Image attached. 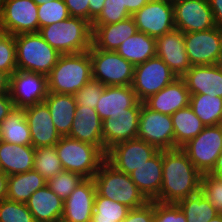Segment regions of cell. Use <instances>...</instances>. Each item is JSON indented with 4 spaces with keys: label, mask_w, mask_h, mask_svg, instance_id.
Returning <instances> with one entry per match:
<instances>
[{
    "label": "cell",
    "mask_w": 222,
    "mask_h": 222,
    "mask_svg": "<svg viewBox=\"0 0 222 222\" xmlns=\"http://www.w3.org/2000/svg\"><path fill=\"white\" fill-rule=\"evenodd\" d=\"M69 17L70 14L64 0H54L38 5L39 30L42 27L60 23Z\"/></svg>",
    "instance_id": "cell-38"
},
{
    "label": "cell",
    "mask_w": 222,
    "mask_h": 222,
    "mask_svg": "<svg viewBox=\"0 0 222 222\" xmlns=\"http://www.w3.org/2000/svg\"><path fill=\"white\" fill-rule=\"evenodd\" d=\"M136 138L146 141L159 150L175 149L171 115L152 111L142 102Z\"/></svg>",
    "instance_id": "cell-10"
},
{
    "label": "cell",
    "mask_w": 222,
    "mask_h": 222,
    "mask_svg": "<svg viewBox=\"0 0 222 222\" xmlns=\"http://www.w3.org/2000/svg\"><path fill=\"white\" fill-rule=\"evenodd\" d=\"M33 170L37 171L47 182L64 170L55 146L35 149Z\"/></svg>",
    "instance_id": "cell-37"
},
{
    "label": "cell",
    "mask_w": 222,
    "mask_h": 222,
    "mask_svg": "<svg viewBox=\"0 0 222 222\" xmlns=\"http://www.w3.org/2000/svg\"><path fill=\"white\" fill-rule=\"evenodd\" d=\"M218 66H219V68H220L221 71H222V60L219 61Z\"/></svg>",
    "instance_id": "cell-59"
},
{
    "label": "cell",
    "mask_w": 222,
    "mask_h": 222,
    "mask_svg": "<svg viewBox=\"0 0 222 222\" xmlns=\"http://www.w3.org/2000/svg\"><path fill=\"white\" fill-rule=\"evenodd\" d=\"M17 70L40 73L48 76L61 54L37 33L14 36Z\"/></svg>",
    "instance_id": "cell-5"
},
{
    "label": "cell",
    "mask_w": 222,
    "mask_h": 222,
    "mask_svg": "<svg viewBox=\"0 0 222 222\" xmlns=\"http://www.w3.org/2000/svg\"><path fill=\"white\" fill-rule=\"evenodd\" d=\"M102 125L95 109L77 106L68 137L97 146L103 152Z\"/></svg>",
    "instance_id": "cell-25"
},
{
    "label": "cell",
    "mask_w": 222,
    "mask_h": 222,
    "mask_svg": "<svg viewBox=\"0 0 222 222\" xmlns=\"http://www.w3.org/2000/svg\"><path fill=\"white\" fill-rule=\"evenodd\" d=\"M35 222H60L64 201L48 185L34 192L26 202Z\"/></svg>",
    "instance_id": "cell-27"
},
{
    "label": "cell",
    "mask_w": 222,
    "mask_h": 222,
    "mask_svg": "<svg viewBox=\"0 0 222 222\" xmlns=\"http://www.w3.org/2000/svg\"><path fill=\"white\" fill-rule=\"evenodd\" d=\"M17 70L14 35L0 31V71L11 76Z\"/></svg>",
    "instance_id": "cell-41"
},
{
    "label": "cell",
    "mask_w": 222,
    "mask_h": 222,
    "mask_svg": "<svg viewBox=\"0 0 222 222\" xmlns=\"http://www.w3.org/2000/svg\"><path fill=\"white\" fill-rule=\"evenodd\" d=\"M35 148L0 141V167L7 176L33 170Z\"/></svg>",
    "instance_id": "cell-28"
},
{
    "label": "cell",
    "mask_w": 222,
    "mask_h": 222,
    "mask_svg": "<svg viewBox=\"0 0 222 222\" xmlns=\"http://www.w3.org/2000/svg\"><path fill=\"white\" fill-rule=\"evenodd\" d=\"M92 45L96 49L116 51L129 37L138 32L132 16L108 25H91Z\"/></svg>",
    "instance_id": "cell-26"
},
{
    "label": "cell",
    "mask_w": 222,
    "mask_h": 222,
    "mask_svg": "<svg viewBox=\"0 0 222 222\" xmlns=\"http://www.w3.org/2000/svg\"><path fill=\"white\" fill-rule=\"evenodd\" d=\"M96 186L93 178H84L64 201L60 222H91Z\"/></svg>",
    "instance_id": "cell-18"
},
{
    "label": "cell",
    "mask_w": 222,
    "mask_h": 222,
    "mask_svg": "<svg viewBox=\"0 0 222 222\" xmlns=\"http://www.w3.org/2000/svg\"><path fill=\"white\" fill-rule=\"evenodd\" d=\"M14 107L10 93L0 94V123L8 116Z\"/></svg>",
    "instance_id": "cell-48"
},
{
    "label": "cell",
    "mask_w": 222,
    "mask_h": 222,
    "mask_svg": "<svg viewBox=\"0 0 222 222\" xmlns=\"http://www.w3.org/2000/svg\"><path fill=\"white\" fill-rule=\"evenodd\" d=\"M130 16L132 15L123 7V0H106L102 11L92 21L91 25L113 24Z\"/></svg>",
    "instance_id": "cell-42"
},
{
    "label": "cell",
    "mask_w": 222,
    "mask_h": 222,
    "mask_svg": "<svg viewBox=\"0 0 222 222\" xmlns=\"http://www.w3.org/2000/svg\"><path fill=\"white\" fill-rule=\"evenodd\" d=\"M49 1H54V0H33V2L37 5H42V4H45Z\"/></svg>",
    "instance_id": "cell-55"
},
{
    "label": "cell",
    "mask_w": 222,
    "mask_h": 222,
    "mask_svg": "<svg viewBox=\"0 0 222 222\" xmlns=\"http://www.w3.org/2000/svg\"><path fill=\"white\" fill-rule=\"evenodd\" d=\"M92 62V78L104 86H131L134 65L125 60L116 51L89 49Z\"/></svg>",
    "instance_id": "cell-7"
},
{
    "label": "cell",
    "mask_w": 222,
    "mask_h": 222,
    "mask_svg": "<svg viewBox=\"0 0 222 222\" xmlns=\"http://www.w3.org/2000/svg\"><path fill=\"white\" fill-rule=\"evenodd\" d=\"M38 33L61 55L86 52L92 45L91 24L78 17L42 27Z\"/></svg>",
    "instance_id": "cell-2"
},
{
    "label": "cell",
    "mask_w": 222,
    "mask_h": 222,
    "mask_svg": "<svg viewBox=\"0 0 222 222\" xmlns=\"http://www.w3.org/2000/svg\"><path fill=\"white\" fill-rule=\"evenodd\" d=\"M45 185L47 181L35 170L10 175L8 176L7 199L26 203L34 192Z\"/></svg>",
    "instance_id": "cell-31"
},
{
    "label": "cell",
    "mask_w": 222,
    "mask_h": 222,
    "mask_svg": "<svg viewBox=\"0 0 222 222\" xmlns=\"http://www.w3.org/2000/svg\"><path fill=\"white\" fill-rule=\"evenodd\" d=\"M200 192L218 213L222 212V179L210 173L202 174Z\"/></svg>",
    "instance_id": "cell-43"
},
{
    "label": "cell",
    "mask_w": 222,
    "mask_h": 222,
    "mask_svg": "<svg viewBox=\"0 0 222 222\" xmlns=\"http://www.w3.org/2000/svg\"><path fill=\"white\" fill-rule=\"evenodd\" d=\"M190 96L184 79L178 77L143 103L152 111L172 115L189 105Z\"/></svg>",
    "instance_id": "cell-22"
},
{
    "label": "cell",
    "mask_w": 222,
    "mask_h": 222,
    "mask_svg": "<svg viewBox=\"0 0 222 222\" xmlns=\"http://www.w3.org/2000/svg\"><path fill=\"white\" fill-rule=\"evenodd\" d=\"M47 77L49 92L75 94L92 79L89 51L61 55Z\"/></svg>",
    "instance_id": "cell-3"
},
{
    "label": "cell",
    "mask_w": 222,
    "mask_h": 222,
    "mask_svg": "<svg viewBox=\"0 0 222 222\" xmlns=\"http://www.w3.org/2000/svg\"><path fill=\"white\" fill-rule=\"evenodd\" d=\"M71 17H78L89 22V6L93 0H64Z\"/></svg>",
    "instance_id": "cell-47"
},
{
    "label": "cell",
    "mask_w": 222,
    "mask_h": 222,
    "mask_svg": "<svg viewBox=\"0 0 222 222\" xmlns=\"http://www.w3.org/2000/svg\"><path fill=\"white\" fill-rule=\"evenodd\" d=\"M189 106L205 126L222 124V97L191 95Z\"/></svg>",
    "instance_id": "cell-34"
},
{
    "label": "cell",
    "mask_w": 222,
    "mask_h": 222,
    "mask_svg": "<svg viewBox=\"0 0 222 222\" xmlns=\"http://www.w3.org/2000/svg\"><path fill=\"white\" fill-rule=\"evenodd\" d=\"M122 222H155L154 201H148L142 207L130 209Z\"/></svg>",
    "instance_id": "cell-46"
},
{
    "label": "cell",
    "mask_w": 222,
    "mask_h": 222,
    "mask_svg": "<svg viewBox=\"0 0 222 222\" xmlns=\"http://www.w3.org/2000/svg\"><path fill=\"white\" fill-rule=\"evenodd\" d=\"M141 103L131 86H105L95 110L103 121L108 118L116 119L126 109L141 107Z\"/></svg>",
    "instance_id": "cell-21"
},
{
    "label": "cell",
    "mask_w": 222,
    "mask_h": 222,
    "mask_svg": "<svg viewBox=\"0 0 222 222\" xmlns=\"http://www.w3.org/2000/svg\"><path fill=\"white\" fill-rule=\"evenodd\" d=\"M171 118L174 128L175 148H182L205 127L189 105L177 110L171 115Z\"/></svg>",
    "instance_id": "cell-32"
},
{
    "label": "cell",
    "mask_w": 222,
    "mask_h": 222,
    "mask_svg": "<svg viewBox=\"0 0 222 222\" xmlns=\"http://www.w3.org/2000/svg\"><path fill=\"white\" fill-rule=\"evenodd\" d=\"M190 95L222 97V71L217 65L191 66L182 76Z\"/></svg>",
    "instance_id": "cell-24"
},
{
    "label": "cell",
    "mask_w": 222,
    "mask_h": 222,
    "mask_svg": "<svg viewBox=\"0 0 222 222\" xmlns=\"http://www.w3.org/2000/svg\"><path fill=\"white\" fill-rule=\"evenodd\" d=\"M48 92V77L43 74L16 70L10 76L9 93L16 108L42 103Z\"/></svg>",
    "instance_id": "cell-13"
},
{
    "label": "cell",
    "mask_w": 222,
    "mask_h": 222,
    "mask_svg": "<svg viewBox=\"0 0 222 222\" xmlns=\"http://www.w3.org/2000/svg\"><path fill=\"white\" fill-rule=\"evenodd\" d=\"M209 173L215 177L222 179V150L220 156L216 160L213 169Z\"/></svg>",
    "instance_id": "cell-54"
},
{
    "label": "cell",
    "mask_w": 222,
    "mask_h": 222,
    "mask_svg": "<svg viewBox=\"0 0 222 222\" xmlns=\"http://www.w3.org/2000/svg\"><path fill=\"white\" fill-rule=\"evenodd\" d=\"M5 0H0V14L2 12Z\"/></svg>",
    "instance_id": "cell-58"
},
{
    "label": "cell",
    "mask_w": 222,
    "mask_h": 222,
    "mask_svg": "<svg viewBox=\"0 0 222 222\" xmlns=\"http://www.w3.org/2000/svg\"><path fill=\"white\" fill-rule=\"evenodd\" d=\"M162 172L160 203L177 204L200 192L202 173L182 148L163 150Z\"/></svg>",
    "instance_id": "cell-1"
},
{
    "label": "cell",
    "mask_w": 222,
    "mask_h": 222,
    "mask_svg": "<svg viewBox=\"0 0 222 222\" xmlns=\"http://www.w3.org/2000/svg\"><path fill=\"white\" fill-rule=\"evenodd\" d=\"M140 112L141 107H131L116 119L108 118L102 121L103 153L105 155L114 145L137 137Z\"/></svg>",
    "instance_id": "cell-20"
},
{
    "label": "cell",
    "mask_w": 222,
    "mask_h": 222,
    "mask_svg": "<svg viewBox=\"0 0 222 222\" xmlns=\"http://www.w3.org/2000/svg\"><path fill=\"white\" fill-rule=\"evenodd\" d=\"M163 150L129 174L131 180L148 201L159 202L162 188Z\"/></svg>",
    "instance_id": "cell-23"
},
{
    "label": "cell",
    "mask_w": 222,
    "mask_h": 222,
    "mask_svg": "<svg viewBox=\"0 0 222 222\" xmlns=\"http://www.w3.org/2000/svg\"><path fill=\"white\" fill-rule=\"evenodd\" d=\"M148 2L149 0H123V7H125L131 15H133Z\"/></svg>",
    "instance_id": "cell-50"
},
{
    "label": "cell",
    "mask_w": 222,
    "mask_h": 222,
    "mask_svg": "<svg viewBox=\"0 0 222 222\" xmlns=\"http://www.w3.org/2000/svg\"><path fill=\"white\" fill-rule=\"evenodd\" d=\"M9 83H10V76L0 71V94L2 93H9Z\"/></svg>",
    "instance_id": "cell-53"
},
{
    "label": "cell",
    "mask_w": 222,
    "mask_h": 222,
    "mask_svg": "<svg viewBox=\"0 0 222 222\" xmlns=\"http://www.w3.org/2000/svg\"><path fill=\"white\" fill-rule=\"evenodd\" d=\"M175 28L183 33L216 27L208 0H183L173 5Z\"/></svg>",
    "instance_id": "cell-16"
},
{
    "label": "cell",
    "mask_w": 222,
    "mask_h": 222,
    "mask_svg": "<svg viewBox=\"0 0 222 222\" xmlns=\"http://www.w3.org/2000/svg\"><path fill=\"white\" fill-rule=\"evenodd\" d=\"M208 3L213 12L216 27L222 30V0H208Z\"/></svg>",
    "instance_id": "cell-49"
},
{
    "label": "cell",
    "mask_w": 222,
    "mask_h": 222,
    "mask_svg": "<svg viewBox=\"0 0 222 222\" xmlns=\"http://www.w3.org/2000/svg\"><path fill=\"white\" fill-rule=\"evenodd\" d=\"M83 179L84 178L77 173L63 170L52 177L47 182V185L55 194L65 201Z\"/></svg>",
    "instance_id": "cell-39"
},
{
    "label": "cell",
    "mask_w": 222,
    "mask_h": 222,
    "mask_svg": "<svg viewBox=\"0 0 222 222\" xmlns=\"http://www.w3.org/2000/svg\"><path fill=\"white\" fill-rule=\"evenodd\" d=\"M0 141H1V124H0Z\"/></svg>",
    "instance_id": "cell-60"
},
{
    "label": "cell",
    "mask_w": 222,
    "mask_h": 222,
    "mask_svg": "<svg viewBox=\"0 0 222 222\" xmlns=\"http://www.w3.org/2000/svg\"><path fill=\"white\" fill-rule=\"evenodd\" d=\"M156 56L161 58L177 77H182L191 68L184 33L177 28L156 38Z\"/></svg>",
    "instance_id": "cell-17"
},
{
    "label": "cell",
    "mask_w": 222,
    "mask_h": 222,
    "mask_svg": "<svg viewBox=\"0 0 222 222\" xmlns=\"http://www.w3.org/2000/svg\"><path fill=\"white\" fill-rule=\"evenodd\" d=\"M8 176L0 171V202L7 198Z\"/></svg>",
    "instance_id": "cell-52"
},
{
    "label": "cell",
    "mask_w": 222,
    "mask_h": 222,
    "mask_svg": "<svg viewBox=\"0 0 222 222\" xmlns=\"http://www.w3.org/2000/svg\"><path fill=\"white\" fill-rule=\"evenodd\" d=\"M182 149L189 160L202 173H209L222 150V124L205 126L204 129Z\"/></svg>",
    "instance_id": "cell-9"
},
{
    "label": "cell",
    "mask_w": 222,
    "mask_h": 222,
    "mask_svg": "<svg viewBox=\"0 0 222 222\" xmlns=\"http://www.w3.org/2000/svg\"><path fill=\"white\" fill-rule=\"evenodd\" d=\"M0 31L14 36L39 32L38 5L33 0H5Z\"/></svg>",
    "instance_id": "cell-12"
},
{
    "label": "cell",
    "mask_w": 222,
    "mask_h": 222,
    "mask_svg": "<svg viewBox=\"0 0 222 222\" xmlns=\"http://www.w3.org/2000/svg\"><path fill=\"white\" fill-rule=\"evenodd\" d=\"M177 205L185 214L187 222H209L219 214L201 192L188 196Z\"/></svg>",
    "instance_id": "cell-35"
},
{
    "label": "cell",
    "mask_w": 222,
    "mask_h": 222,
    "mask_svg": "<svg viewBox=\"0 0 222 222\" xmlns=\"http://www.w3.org/2000/svg\"><path fill=\"white\" fill-rule=\"evenodd\" d=\"M104 89L105 86L102 83L92 78L80 90L73 94L75 103L77 106H89L90 108L95 109Z\"/></svg>",
    "instance_id": "cell-44"
},
{
    "label": "cell",
    "mask_w": 222,
    "mask_h": 222,
    "mask_svg": "<svg viewBox=\"0 0 222 222\" xmlns=\"http://www.w3.org/2000/svg\"><path fill=\"white\" fill-rule=\"evenodd\" d=\"M93 180L99 196L122 203L130 209L142 207L148 202L130 176L117 170L106 159L100 165Z\"/></svg>",
    "instance_id": "cell-4"
},
{
    "label": "cell",
    "mask_w": 222,
    "mask_h": 222,
    "mask_svg": "<svg viewBox=\"0 0 222 222\" xmlns=\"http://www.w3.org/2000/svg\"><path fill=\"white\" fill-rule=\"evenodd\" d=\"M185 48L191 66L217 65L222 54V30L184 33Z\"/></svg>",
    "instance_id": "cell-11"
},
{
    "label": "cell",
    "mask_w": 222,
    "mask_h": 222,
    "mask_svg": "<svg viewBox=\"0 0 222 222\" xmlns=\"http://www.w3.org/2000/svg\"><path fill=\"white\" fill-rule=\"evenodd\" d=\"M23 109L30 128L32 146L35 149L55 146L61 136L55 128L47 105L42 102Z\"/></svg>",
    "instance_id": "cell-19"
},
{
    "label": "cell",
    "mask_w": 222,
    "mask_h": 222,
    "mask_svg": "<svg viewBox=\"0 0 222 222\" xmlns=\"http://www.w3.org/2000/svg\"><path fill=\"white\" fill-rule=\"evenodd\" d=\"M137 30L157 38L175 28L173 5L165 0L149 2L132 15Z\"/></svg>",
    "instance_id": "cell-15"
},
{
    "label": "cell",
    "mask_w": 222,
    "mask_h": 222,
    "mask_svg": "<svg viewBox=\"0 0 222 222\" xmlns=\"http://www.w3.org/2000/svg\"><path fill=\"white\" fill-rule=\"evenodd\" d=\"M209 222H222L221 221V217L220 214H218L217 216H215L213 219H211Z\"/></svg>",
    "instance_id": "cell-56"
},
{
    "label": "cell",
    "mask_w": 222,
    "mask_h": 222,
    "mask_svg": "<svg viewBox=\"0 0 222 222\" xmlns=\"http://www.w3.org/2000/svg\"><path fill=\"white\" fill-rule=\"evenodd\" d=\"M0 222H35L26 203L9 199L0 202Z\"/></svg>",
    "instance_id": "cell-40"
},
{
    "label": "cell",
    "mask_w": 222,
    "mask_h": 222,
    "mask_svg": "<svg viewBox=\"0 0 222 222\" xmlns=\"http://www.w3.org/2000/svg\"><path fill=\"white\" fill-rule=\"evenodd\" d=\"M106 0H93V6H89V23L100 14Z\"/></svg>",
    "instance_id": "cell-51"
},
{
    "label": "cell",
    "mask_w": 222,
    "mask_h": 222,
    "mask_svg": "<svg viewBox=\"0 0 222 222\" xmlns=\"http://www.w3.org/2000/svg\"><path fill=\"white\" fill-rule=\"evenodd\" d=\"M0 124L1 141L18 145H32L30 128L23 108L14 107Z\"/></svg>",
    "instance_id": "cell-33"
},
{
    "label": "cell",
    "mask_w": 222,
    "mask_h": 222,
    "mask_svg": "<svg viewBox=\"0 0 222 222\" xmlns=\"http://www.w3.org/2000/svg\"><path fill=\"white\" fill-rule=\"evenodd\" d=\"M129 210L126 205L96 193L91 222H122Z\"/></svg>",
    "instance_id": "cell-36"
},
{
    "label": "cell",
    "mask_w": 222,
    "mask_h": 222,
    "mask_svg": "<svg viewBox=\"0 0 222 222\" xmlns=\"http://www.w3.org/2000/svg\"><path fill=\"white\" fill-rule=\"evenodd\" d=\"M159 151L146 141L135 138L114 145L107 151L105 159L117 170L129 175Z\"/></svg>",
    "instance_id": "cell-14"
},
{
    "label": "cell",
    "mask_w": 222,
    "mask_h": 222,
    "mask_svg": "<svg viewBox=\"0 0 222 222\" xmlns=\"http://www.w3.org/2000/svg\"><path fill=\"white\" fill-rule=\"evenodd\" d=\"M116 52L134 66L156 56V38L137 32L125 40Z\"/></svg>",
    "instance_id": "cell-30"
},
{
    "label": "cell",
    "mask_w": 222,
    "mask_h": 222,
    "mask_svg": "<svg viewBox=\"0 0 222 222\" xmlns=\"http://www.w3.org/2000/svg\"><path fill=\"white\" fill-rule=\"evenodd\" d=\"M51 114L52 121L60 136H68L75 117L77 104L73 94L48 92L43 101Z\"/></svg>",
    "instance_id": "cell-29"
},
{
    "label": "cell",
    "mask_w": 222,
    "mask_h": 222,
    "mask_svg": "<svg viewBox=\"0 0 222 222\" xmlns=\"http://www.w3.org/2000/svg\"><path fill=\"white\" fill-rule=\"evenodd\" d=\"M155 222H187L185 214L177 204H164L154 201Z\"/></svg>",
    "instance_id": "cell-45"
},
{
    "label": "cell",
    "mask_w": 222,
    "mask_h": 222,
    "mask_svg": "<svg viewBox=\"0 0 222 222\" xmlns=\"http://www.w3.org/2000/svg\"><path fill=\"white\" fill-rule=\"evenodd\" d=\"M178 78L169 66L155 56L134 67L133 88L138 100L144 102Z\"/></svg>",
    "instance_id": "cell-8"
},
{
    "label": "cell",
    "mask_w": 222,
    "mask_h": 222,
    "mask_svg": "<svg viewBox=\"0 0 222 222\" xmlns=\"http://www.w3.org/2000/svg\"><path fill=\"white\" fill-rule=\"evenodd\" d=\"M167 3H169V4H171V5H174V4H176V3H178V2H181V1H183V0H165Z\"/></svg>",
    "instance_id": "cell-57"
},
{
    "label": "cell",
    "mask_w": 222,
    "mask_h": 222,
    "mask_svg": "<svg viewBox=\"0 0 222 222\" xmlns=\"http://www.w3.org/2000/svg\"><path fill=\"white\" fill-rule=\"evenodd\" d=\"M55 148L63 169L83 178H93L105 160V154L97 146L68 136H62Z\"/></svg>",
    "instance_id": "cell-6"
}]
</instances>
